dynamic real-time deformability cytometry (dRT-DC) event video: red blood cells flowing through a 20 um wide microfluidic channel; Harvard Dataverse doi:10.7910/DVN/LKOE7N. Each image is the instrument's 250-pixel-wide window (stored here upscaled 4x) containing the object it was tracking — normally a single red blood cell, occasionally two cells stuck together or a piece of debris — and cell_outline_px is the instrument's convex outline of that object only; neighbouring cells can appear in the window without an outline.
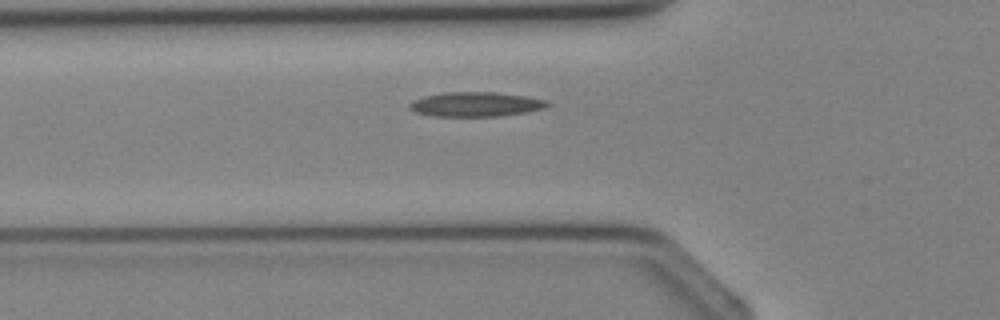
{"species": "Egyptian fruit bat (a non-hibernating species)", "species_latin": "Rousettus aegyptiacus", "temperature_condition": "cold", "stored_images_in_passage": 2, "camera_frame_rate_fps": 3000, "um_per_image_px": 0.085, "animal": {"sex": "female"}, "frame": {"image": 1, "passage_image": 2, "time_ms": 1.333, "image_size_px": [1000, 320], "cell_outline_px": [[548, 104], [544, 108], [524, 112], [496, 116], [432, 116], [416, 112], [408, 108], [408, 104], [412, 100], [424, 96], [444, 92], [496, 92], [528, 96], [548, 100]], "centroid_in_image_um": [40.4, 8.85], "position_along_channel_um": 85.4, "area_um2": 19.71}}